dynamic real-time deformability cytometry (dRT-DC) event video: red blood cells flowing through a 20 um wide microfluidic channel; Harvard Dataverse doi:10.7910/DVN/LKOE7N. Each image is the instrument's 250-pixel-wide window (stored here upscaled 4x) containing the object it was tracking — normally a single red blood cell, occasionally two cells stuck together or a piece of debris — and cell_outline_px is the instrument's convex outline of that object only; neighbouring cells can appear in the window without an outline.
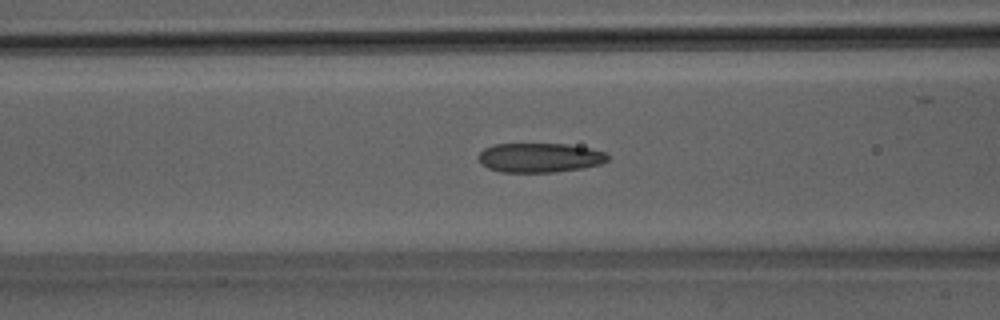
{"species": "Egyptian fruit bat (a non-hibernating species)", "species_latin": "Rousettus aegyptiacus", "temperature_condition": "room temperature", "stored_images_in_passage": 41, "camera_frame_rate_fps": 3000, "um_per_image_px": 0.085, "animal": {"sex": "male"}, "frame": {"image": 1, "passage_image": 10, "time_ms": 3.0, "image_size_px": [1000, 320], "cell_outline_px": [[608, 160], [600, 164], [584, 168], [556, 172], [500, 172], [488, 168], [480, 164], [476, 156], [484, 148], [492, 144], [568, 144], [592, 148], [604, 152], [608, 156]], "centroid_in_image_um": [45.84, 13.4], "position_along_channel_um": 120.8, "area_um2": 22.43}}
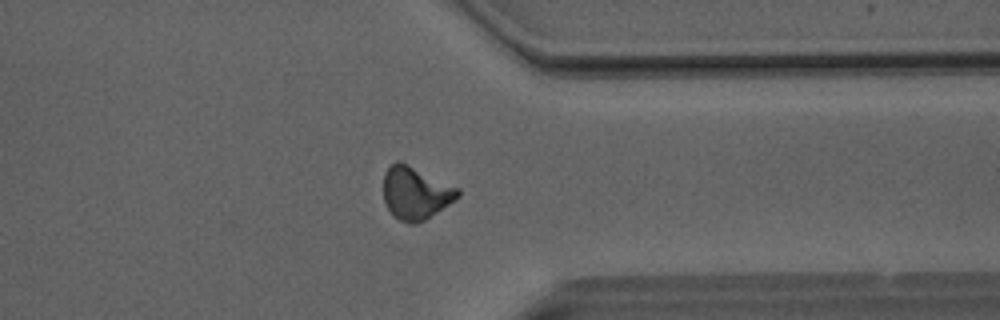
{"frame": {"image": 2, "passage_image": 29, "time_ms": 9.333, "image_size_px": [1000, 320], "cell_outline_px": [[460, 196], [456, 200], [424, 220], [416, 224], [408, 224], [392, 216], [384, 200], [384, 172], [396, 160], [400, 160], [460, 188]], "centroid_in_image_um": [35.33, 16.4], "position_along_channel_um": 376.1, "area_um2": 23.06}}
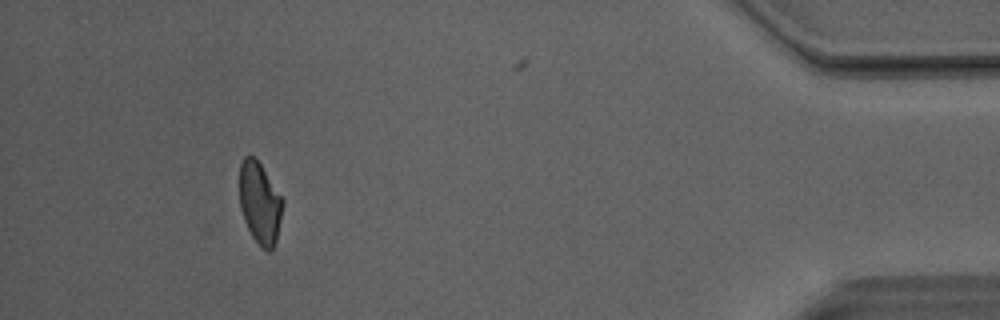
{"frame": {"image": 3, "passage_image": 36, "time_ms": 11.667, "image_size_px": [1000, 320], "cell_outline_px": [[284, 204], [276, 240], [272, 248], [268, 252], [260, 248], [252, 236], [244, 220], [240, 208], [240, 164], [244, 156], [252, 156], [260, 164], [284, 200]], "centroid_in_image_um": [22.09, 17.28], "position_along_channel_um": 413.1, "area_um2": 20.46}, "authors_computed_cell_mechanics": {"area_um2": 22.1952, "velocity_mm_per_s": 4.0988, "shape_relaxation_time_tau1_ms": 9.3614, "shape_relaxation_time_tau2_ms": 1.9865, "deformation_change_tau1": 0.2035, "deformation_change_tau2": 0.0933}}